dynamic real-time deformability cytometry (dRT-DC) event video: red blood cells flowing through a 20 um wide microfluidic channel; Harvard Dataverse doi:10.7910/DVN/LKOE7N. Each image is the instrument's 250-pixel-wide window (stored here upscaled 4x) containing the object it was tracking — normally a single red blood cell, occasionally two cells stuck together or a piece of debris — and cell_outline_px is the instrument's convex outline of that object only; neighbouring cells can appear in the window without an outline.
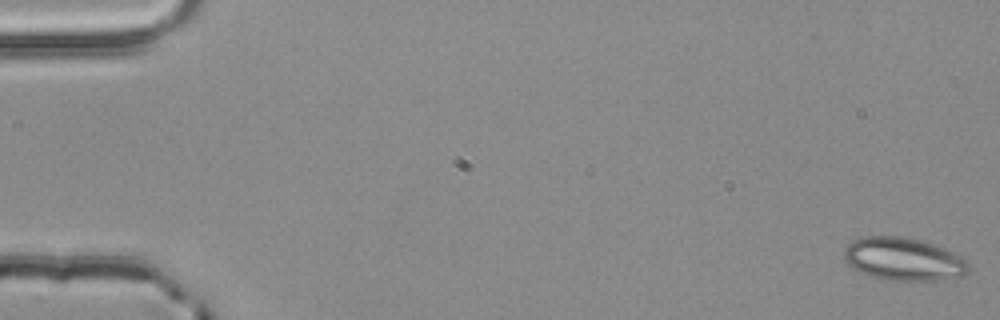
{"species": "common noctule bat (a hibernating species)", "species_latin": "Nyctalus noctula", "temperature_condition": "room temperature", "stored_images_in_passage": 55, "camera_frame_rate_fps": 3000, "um_per_image_px": 0.085, "animal": {"sex": "male", "body_mass_g": 20.4}, "frame": {"image": 1, "passage_image": 1, "time_ms": 0.0, "image_size_px": [1000, 320], "cell_outline_px": [[968, 272], [960, 276], [940, 280], [884, 280], [868, 276], [852, 268], [844, 260], [844, 248], [852, 240], [864, 236], [900, 236], [920, 240], [944, 248], [968, 260]], "centroid_in_image_um": [76.75, 22.03], "position_along_channel_um": 8.2, "area_um2": 31.27}}
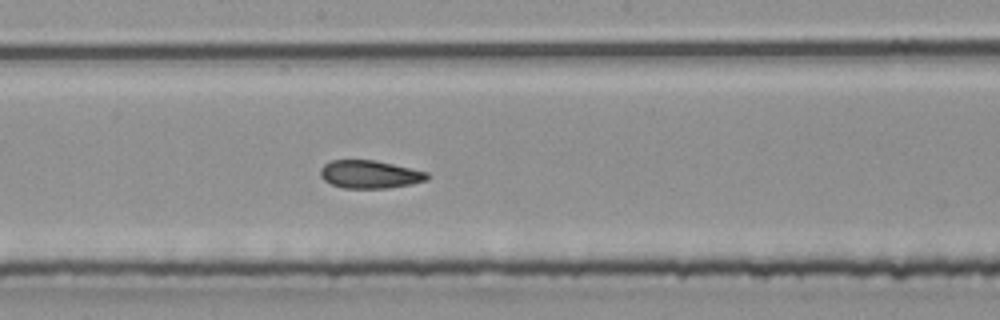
{"frame": {"image": 2, "passage_image": 30, "time_ms": 9.667, "image_size_px": [1000, 320], "cell_outline_px": [[432, 176], [428, 180], [412, 184], [388, 188], [344, 188], [332, 184], [324, 180], [320, 176], [320, 168], [324, 164], [332, 160], [376, 160], [428, 172]], "centroid_in_image_um": [31.47, 14.82], "position_along_channel_um": 216.7, "area_um2": 17.57}}
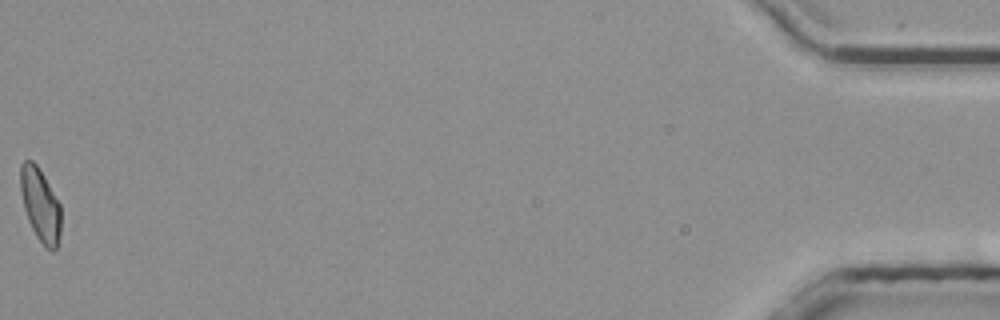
{"frame": {"image": 3, "passage_image": 55, "time_ms": 18.0, "image_size_px": [1000, 320], "cell_outline_px": [[60, 232], [56, 248], [52, 252], [44, 248], [36, 236], [28, 220], [24, 208], [20, 192], [20, 164], [24, 160], [32, 160], [36, 164], [44, 176], [60, 204]], "centroid_in_image_um": [3.41, 17.42], "position_along_channel_um": 431.8, "area_um2": 17.34}, "authors_computed_cell_mechanics": {"area_um2": 17.9758, "velocity_mm_per_s": 3.8532, "shape_relaxation_time_tau1_ms": null, "shape_relaxation_time_tau2_ms": 3.7004, "deformation_change_tau1": null, "deformation_change_tau2": 0.0999}}